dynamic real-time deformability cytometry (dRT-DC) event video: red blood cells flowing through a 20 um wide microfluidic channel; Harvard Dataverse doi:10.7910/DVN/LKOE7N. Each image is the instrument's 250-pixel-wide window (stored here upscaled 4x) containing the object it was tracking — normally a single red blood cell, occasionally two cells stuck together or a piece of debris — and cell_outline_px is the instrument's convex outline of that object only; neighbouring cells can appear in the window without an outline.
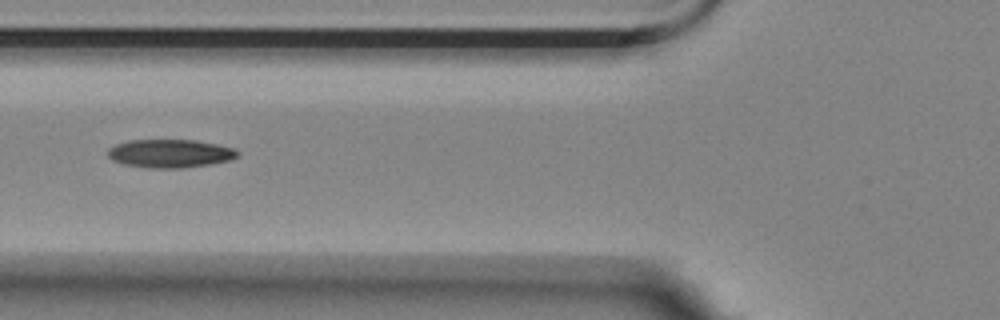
{"species": "Egyptian fruit bat (a non-hibernating species)", "species_latin": "Rousettus aegyptiacus", "temperature_condition": "room temperature", "stored_images_in_passage": 6, "camera_frame_rate_fps": 3000, "um_per_image_px": 0.085, "animal": {"sex": "female"}, "frame": {"image": 1, "passage_image": 3, "time_ms": 0.667, "image_size_px": [1000, 320], "cell_outline_px": [[240, 152], [236, 156], [228, 160], [208, 164], [180, 168], [148, 168], [124, 164], [112, 160], [108, 156], [108, 148], [116, 144], [128, 140], [196, 140], [236, 148]], "centroid_in_image_um": [14.43, 13.04], "position_along_channel_um": 111.4, "area_um2": 21.33}}
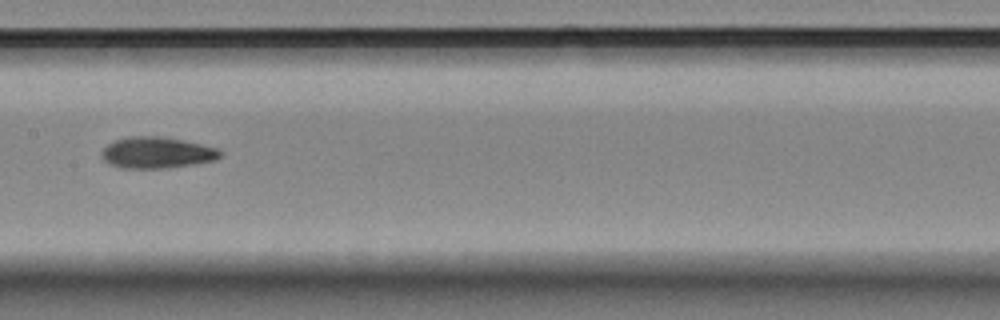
{"frame": {"image": 2, "passage_image": 5, "time_ms": 1.333, "image_size_px": [1000, 320], "cell_outline_px": [[224, 152], [216, 160], [168, 168], [120, 168], [108, 164], [100, 156], [100, 152], [112, 140], [128, 136], [160, 136], [200, 144], [216, 148]], "centroid_in_image_um": [13.27, 12.98], "position_along_channel_um": 194.1, "area_um2": 21.73}}
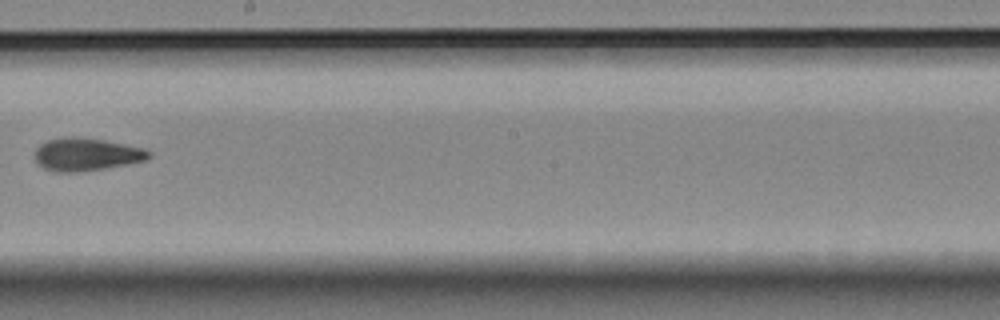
{"frame": {"image": 3, "passage_image": 6, "time_ms": 1.667, "image_size_px": [1000, 320], "cell_outline_px": [[152, 156], [144, 160], [104, 168], [76, 172], [56, 172], [44, 168], [36, 164], [36, 148], [40, 144], [48, 140], [68, 136], [72, 136], [104, 140], [144, 148], [152, 152]], "centroid_in_image_um": [7.32, 13.12], "position_along_channel_um": 240.9, "area_um2": 21.62}}